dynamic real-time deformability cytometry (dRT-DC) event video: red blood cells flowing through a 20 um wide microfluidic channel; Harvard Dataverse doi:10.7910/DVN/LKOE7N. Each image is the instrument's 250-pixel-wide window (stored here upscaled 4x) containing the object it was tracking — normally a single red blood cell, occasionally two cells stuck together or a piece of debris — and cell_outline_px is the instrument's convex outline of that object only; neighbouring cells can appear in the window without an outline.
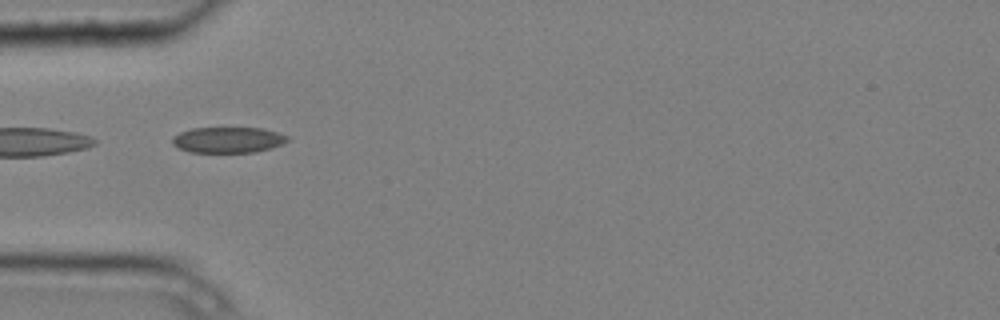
{"species": "common noctule bat (a hibernating species)", "species_latin": "Nyctalus noctula", "temperature_condition": "cold", "stored_images_in_passage": 15, "segment_of_instrument_passage": [2, 2], "camera_frame_rate_fps": 3000, "um_per_image_px": 0.085, "animal": {"sex": "male", "body_mass_g": 20.4}, "frame": {"image": 1, "passage_image": 5, "time_ms": 1.333, "image_size_px": [1000, 320], "cell_outline_px": [[288, 140], [284, 144], [272, 148], [256, 152], [188, 152], [172, 144], [172, 136], [180, 132], [192, 128], [264, 128], [288, 136]], "centroid_in_image_um": [19.39, 11.89], "position_along_channel_um": 65.6, "area_um2": 17.4}}